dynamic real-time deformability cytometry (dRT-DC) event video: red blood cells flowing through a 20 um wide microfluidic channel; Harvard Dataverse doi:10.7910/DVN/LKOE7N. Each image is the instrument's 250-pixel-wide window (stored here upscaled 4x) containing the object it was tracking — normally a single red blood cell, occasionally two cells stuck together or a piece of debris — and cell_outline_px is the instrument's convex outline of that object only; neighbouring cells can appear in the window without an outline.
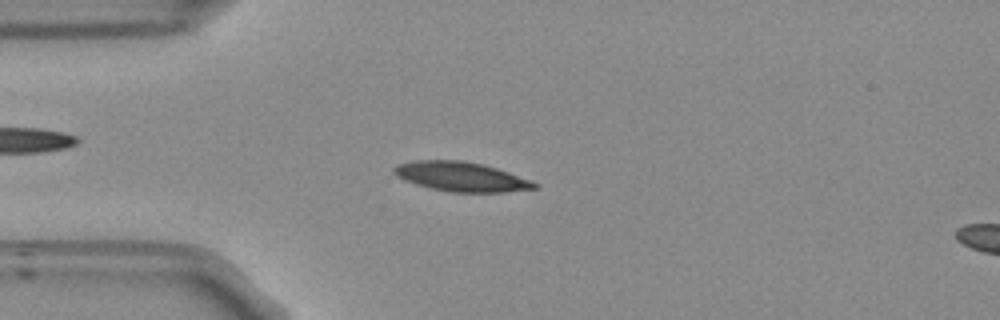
{"species": "Egyptian fruit bat (a non-hibernating species)", "species_latin": "Rousettus aegyptiacus", "temperature_condition": "room temperature", "stored_images_in_passage": 50, "camera_frame_rate_fps": 3000, "um_per_image_px": 0.085, "frame": {"image": 1, "passage_image": 10, "time_ms": 3.0, "image_size_px": [1000, 320], "cell_outline_px": [[540, 188], [504, 192], [448, 192], [416, 184], [404, 180], [396, 176], [392, 172], [392, 168], [400, 164], [416, 160], [460, 160], [484, 164], [532, 180], [540, 184]], "centroid_in_image_um": [39.23, 15.02], "position_along_channel_um": 45.8, "area_um2": 24.22}}
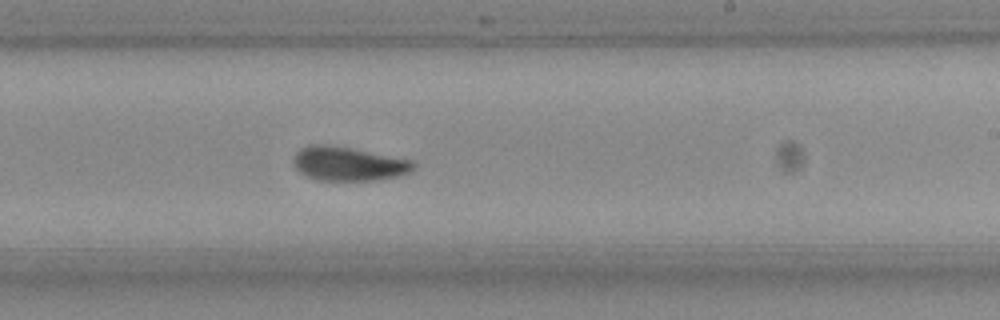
{"frame": {"image": 2, "passage_image": 28, "time_ms": 9.0, "image_size_px": [1000, 320], "cell_outline_px": [[416, 164], [408, 172], [400, 176], [376, 180], [316, 180], [300, 172], [292, 164], [292, 160], [296, 152], [300, 148], [308, 144], [324, 144], [352, 148], [412, 160]], "centroid_in_image_um": [29.57, 13.91], "position_along_channel_um": 259.4, "area_um2": 23.81}}
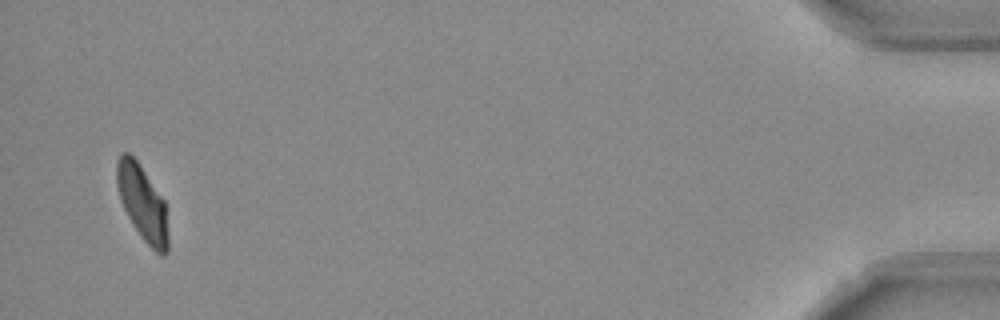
{"frame": {"image": 3, "passage_image": 48, "time_ms": 15.667, "image_size_px": [1000, 320], "cell_outline_px": [[168, 252], [164, 256], [160, 256], [140, 236], [132, 224], [120, 200], [116, 184], [116, 160], [124, 152], [128, 152], [136, 160], [164, 200], [168, 236]], "centroid_in_image_um": [12.09, 17.28], "position_along_channel_um": 423.1, "area_um2": 22.37}, "authors_computed_cell_mechanics": {"area_um2": 23.1778, "velocity_mm_per_s": 3.7794, "shape_relaxation_time_tau1_ms": 3.4306, "shape_relaxation_time_tau2_ms": 1.7777, "deformation_change_tau1": 0.1388, "deformation_change_tau2": 0.05}}